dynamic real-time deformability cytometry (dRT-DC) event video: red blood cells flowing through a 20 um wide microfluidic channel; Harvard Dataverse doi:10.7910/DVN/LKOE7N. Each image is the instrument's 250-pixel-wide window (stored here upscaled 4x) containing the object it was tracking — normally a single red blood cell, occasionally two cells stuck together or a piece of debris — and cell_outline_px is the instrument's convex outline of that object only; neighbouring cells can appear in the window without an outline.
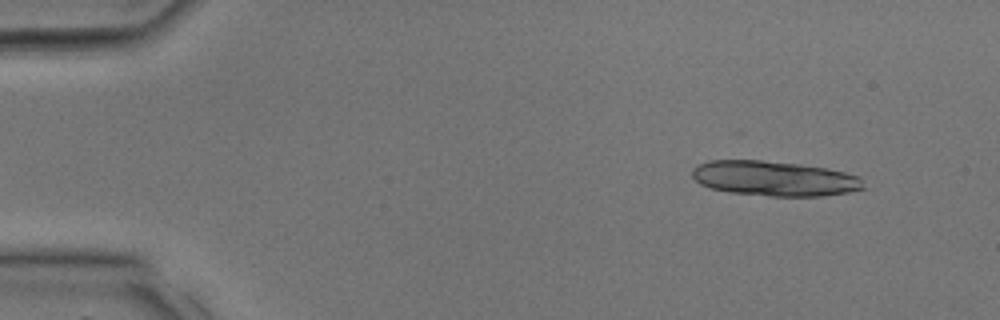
{"species": "common noctule bat (a hibernating species)", "species_latin": "Nyctalus noctula", "temperature_condition": "room temperature", "stored_images_in_passage": 11, "camera_frame_rate_fps": 3000, "um_per_image_px": 0.085, "animal": {"sex": "male", "body_mass_g": 17.9, "forearm_length_mm": 54.2}, "frame": {"image": 1, "passage_image": 2, "time_ms": 0.333, "image_size_px": [1000, 320], "cell_outline_px": [[864, 188], [848, 192], [820, 196], [772, 196], [732, 192], [712, 188], [700, 184], [692, 176], [692, 168], [708, 160], [760, 160], [800, 164], [824, 168], [844, 172], [860, 176]], "centroid_in_image_um": [65.81, 15.16], "position_along_channel_um": 19.2, "area_um2": 34.62}}
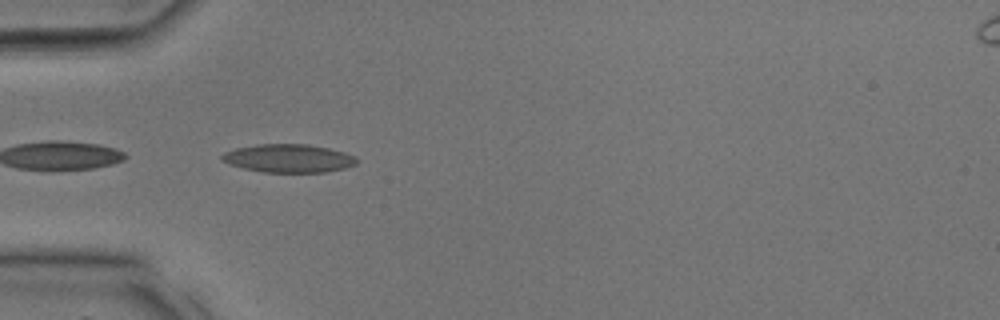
{"frame": {"image": 2, "passage_image": 9, "time_ms": 2.667, "image_size_px": [1000, 320], "cell_outline_px": [[360, 160], [356, 164], [344, 168], [324, 172], [264, 172], [244, 168], [228, 164], [220, 160], [220, 156], [224, 152], [236, 148], [256, 144], [308, 144], [328, 148], [344, 152], [356, 156]], "centroid_in_image_um": [24.52, 13.45], "position_along_channel_um": 60.5, "area_um2": 22.31}}
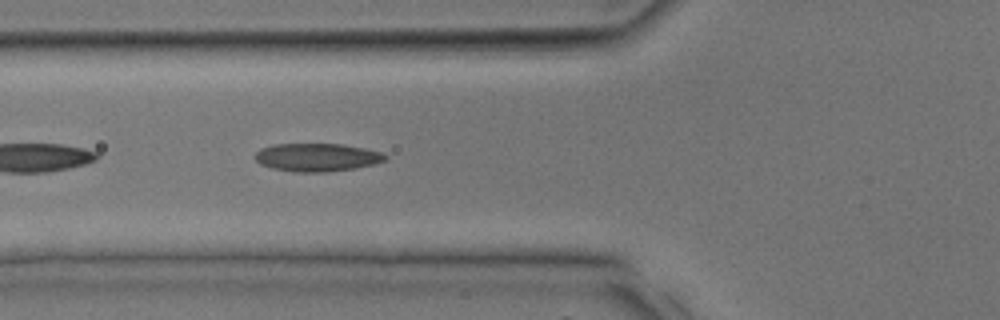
{"frame": {"image": 3, "passage_image": 11, "time_ms": 3.333, "image_size_px": [1000, 320], "cell_outline_px": [[388, 160], [356, 168], [324, 172], [296, 172], [272, 168], [260, 164], [252, 156], [260, 148], [272, 144], [344, 144], [364, 148], [380, 152], [388, 156]], "centroid_in_image_um": [26.92, 13.37], "position_along_channel_um": 98.9, "area_um2": 21.44}}